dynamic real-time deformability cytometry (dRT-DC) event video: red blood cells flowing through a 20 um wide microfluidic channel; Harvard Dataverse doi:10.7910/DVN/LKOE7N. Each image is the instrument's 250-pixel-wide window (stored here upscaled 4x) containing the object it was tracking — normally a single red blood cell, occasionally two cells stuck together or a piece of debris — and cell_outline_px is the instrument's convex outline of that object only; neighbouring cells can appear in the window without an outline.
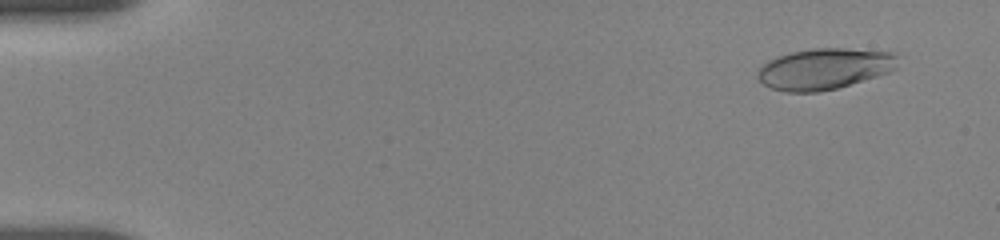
{"species": "human", "species_latin": "Homo sapiens", "temperature_condition": "room temperature", "stored_images_in_passage": 11, "camera_frame_rate_fps": 3000, "um_per_image_px": 0.085, "donor": {"sex": "female"}, "frame": {"image": 1, "passage_image": 2, "time_ms": 0.667, "image_size_px": [1000, 240], "cell_outline_px": [[900, 68], [876, 76], [836, 88], [816, 92], [788, 92], [772, 88], [764, 84], [756, 76], [760, 68], [768, 60], [776, 56], [792, 52], [816, 48], [844, 48], [892, 52], [896, 56]], "centroid_in_image_um": [70.09, 5.84], "position_along_channel_um": 14.9, "area_um2": 33.35}}
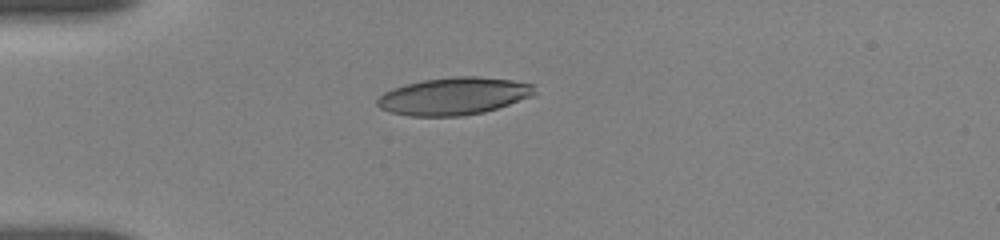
{"frame": {"image": 2, "passage_image": 8, "time_ms": 4.333, "image_size_px": [1000, 240], "cell_outline_px": [[536, 92], [532, 96], [484, 112], [460, 116], [408, 116], [388, 112], [380, 108], [376, 104], [376, 100], [384, 92], [392, 88], [404, 84], [424, 80], [456, 76], [476, 76], [512, 80], [532, 84]], "centroid_in_image_um": [38.52, 8.17], "position_along_channel_um": 46.5, "area_um2": 34.28}}